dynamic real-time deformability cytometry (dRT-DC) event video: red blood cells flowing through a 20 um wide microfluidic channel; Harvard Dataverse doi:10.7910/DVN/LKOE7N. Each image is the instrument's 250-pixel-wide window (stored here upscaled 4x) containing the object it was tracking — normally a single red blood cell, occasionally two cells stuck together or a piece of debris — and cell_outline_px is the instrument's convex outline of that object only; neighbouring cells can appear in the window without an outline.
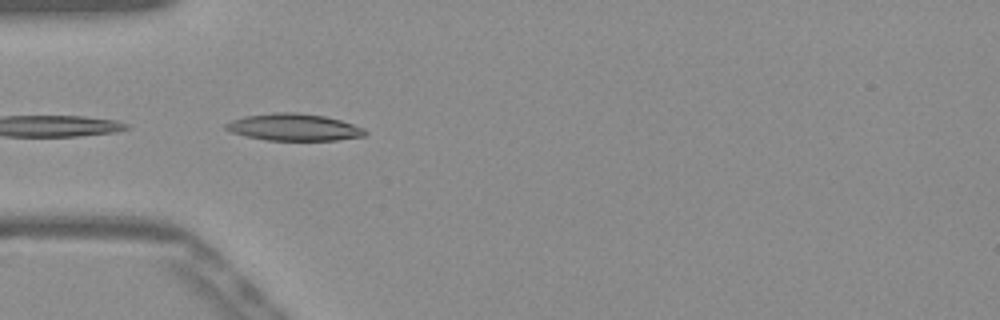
{"species": "Egyptian fruit bat (a non-hibernating species)", "species_latin": "Rousettus aegyptiacus", "temperature_condition": "warm", "stored_images_in_passage": 36, "camera_frame_rate_fps": 3000, "um_per_image_px": 0.085, "frame": {"image": 1, "passage_image": 1, "time_ms": 0.0, "image_size_px": [1000, 320], "cell_outline_px": [[368, 132], [364, 136], [336, 140], [268, 140], [248, 136], [232, 132], [224, 128], [224, 124], [232, 120], [244, 116], [272, 112], [296, 112], [324, 116], [340, 120], [364, 128]], "centroid_in_image_um": [24.98, 10.8], "position_along_channel_um": 60.0, "area_um2": 21.79}, "authors_computed_cell_mechanics": {"area_um2": 18.0625, "velocity_mm_per_s": 3.9095, "shape_relaxation_time_tau1_ms": 7.6659, "shape_relaxation_time_tau2_ms": null, "deformation_change_tau1": 0.2018, "deformation_change_tau2": null}}